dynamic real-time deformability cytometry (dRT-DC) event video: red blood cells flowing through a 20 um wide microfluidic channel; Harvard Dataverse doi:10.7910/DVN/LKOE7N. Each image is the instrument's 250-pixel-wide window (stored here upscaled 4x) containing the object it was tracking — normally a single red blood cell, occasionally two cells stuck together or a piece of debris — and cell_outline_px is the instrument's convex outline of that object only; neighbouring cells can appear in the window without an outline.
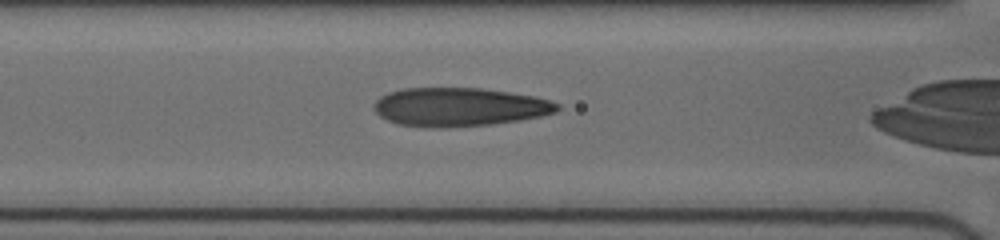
{"species": "human", "species_latin": "Homo sapiens", "temperature_condition": "cold", "stored_images_in_passage": 28, "camera_frame_rate_fps": 3000, "um_per_image_px": 0.085, "donor": {"sex": "female"}, "frame": {"image": 1, "passage_image": 12, "time_ms": 5.333, "image_size_px": [1000, 240], "cell_outline_px": [[560, 108], [556, 112], [540, 116], [520, 120], [492, 124], [444, 128], [432, 128], [396, 124], [380, 116], [372, 108], [376, 100], [380, 96], [388, 92], [404, 88], [480, 88], [536, 96], [552, 100], [560, 104]], "centroid_in_image_um": [39.04, 9.1], "position_along_channel_um": 127.6, "area_um2": 41.56}}
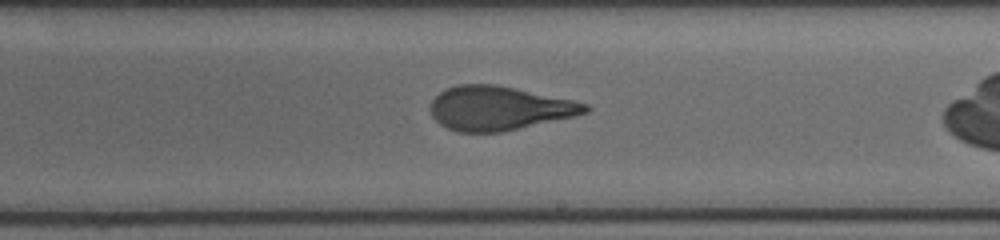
{"frame": {"image": 2, "passage_image": 19, "time_ms": 8.333, "image_size_px": [1000, 240], "cell_outline_px": [[592, 108], [588, 112], [572, 116], [500, 132], [456, 132], [440, 124], [432, 116], [432, 100], [444, 88], [456, 84], [496, 84], [572, 100], [588, 104]], "centroid_in_image_um": [42.38, 9.18], "position_along_channel_um": 246.6, "area_um2": 39.3}}
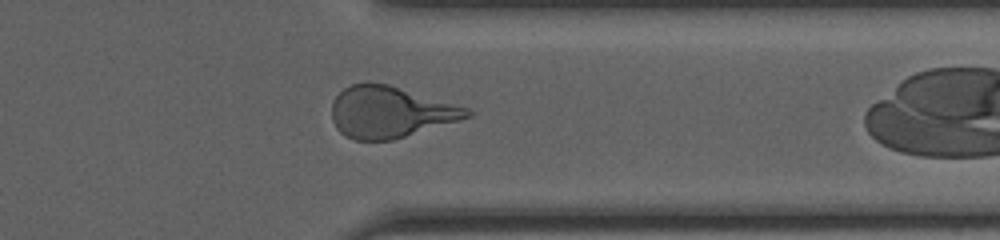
{"frame": {"image": 3, "passage_image": 27, "time_ms": 11.667, "image_size_px": [1000, 240], "cell_outline_px": [[472, 116], [392, 140], [356, 140], [344, 136], [336, 128], [332, 120], [332, 100], [344, 88], [352, 84], [388, 84], [468, 108], [472, 112]], "centroid_in_image_um": [33.12, 9.54], "position_along_channel_um": 378.3, "area_um2": 39.94}}